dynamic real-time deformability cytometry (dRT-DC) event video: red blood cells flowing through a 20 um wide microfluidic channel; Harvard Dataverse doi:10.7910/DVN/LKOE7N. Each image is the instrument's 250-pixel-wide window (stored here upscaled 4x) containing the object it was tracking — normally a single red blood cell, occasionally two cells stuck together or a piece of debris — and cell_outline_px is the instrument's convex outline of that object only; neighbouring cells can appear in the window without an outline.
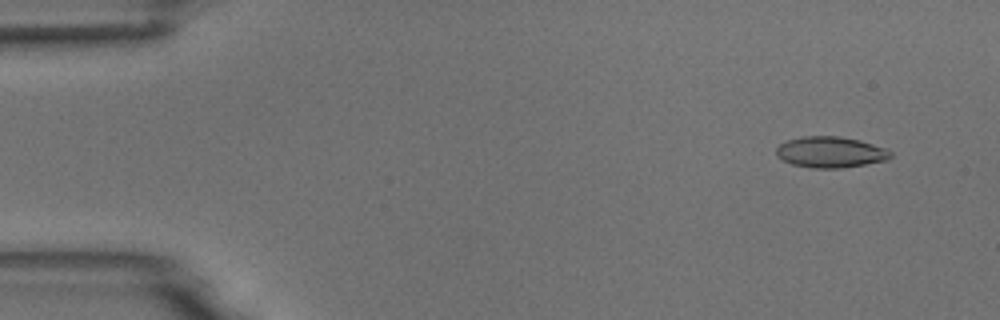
{"species": "common noctule bat (a hibernating species)", "species_latin": "Nyctalus noctula", "temperature_condition": "room temperature", "stored_images_in_passage": 16, "camera_frame_rate_fps": 3000, "um_per_image_px": 0.085, "animal": {"sex": "male", "body_mass_g": 18.8}, "frame": {"image": 1, "passage_image": 4, "time_ms": 1.0, "image_size_px": [1000, 320], "cell_outline_px": [[892, 156], [888, 160], [840, 168], [812, 168], [792, 164], [776, 156], [776, 148], [780, 144], [788, 140], [804, 136], [840, 136], [860, 140], [888, 148], [892, 152]], "centroid_in_image_um": [70.62, 12.92], "position_along_channel_um": 14.4, "area_um2": 20.75}}
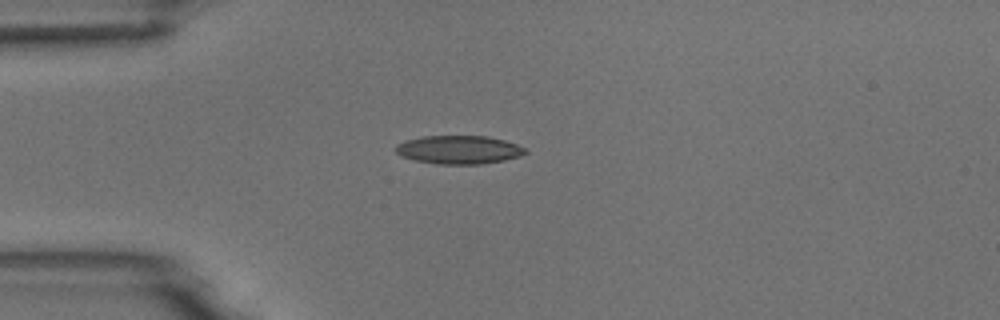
{"frame": {"image": 2, "passage_image": 14, "time_ms": 4.333, "image_size_px": [1000, 320], "cell_outline_px": [[528, 152], [520, 156], [504, 160], [480, 164], [436, 164], [416, 160], [400, 156], [396, 152], [396, 144], [404, 140], [424, 136], [488, 136], [504, 140], [516, 144], [524, 148]], "centroid_in_image_um": [38.98, 12.72], "position_along_channel_um": 46.0, "area_um2": 21.44}}